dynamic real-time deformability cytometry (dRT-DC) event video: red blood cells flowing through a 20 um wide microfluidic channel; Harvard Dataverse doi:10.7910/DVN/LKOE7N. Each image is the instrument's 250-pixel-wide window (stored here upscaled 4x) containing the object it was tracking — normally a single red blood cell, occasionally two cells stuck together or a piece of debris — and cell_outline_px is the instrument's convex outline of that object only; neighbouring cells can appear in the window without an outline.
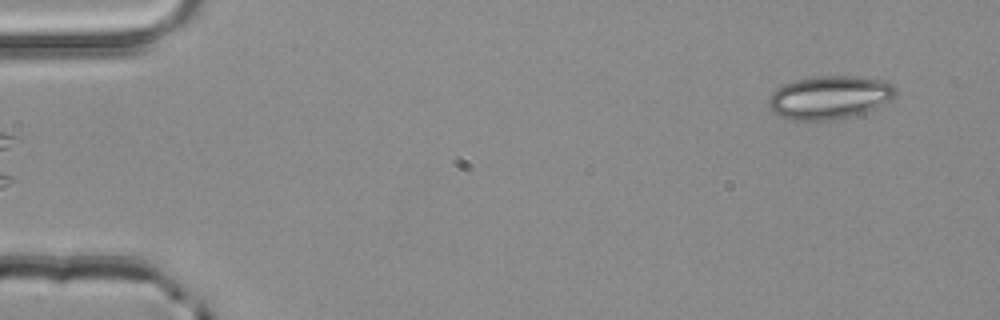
{"species": "common noctule bat (a hibernating species)", "species_latin": "Nyctalus noctula", "temperature_condition": "room temperature", "stored_images_in_passage": 3, "camera_frame_rate_fps": 3000, "um_per_image_px": 0.085, "animal": {"sex": "male", "body_mass_g": 20.4}, "frame": {"image": 1, "passage_image": 3, "time_ms": 0.667, "image_size_px": [1000, 320], "cell_outline_px": [[896, 92], [888, 100], [872, 108], [852, 116], [832, 120], [792, 120], [780, 116], [772, 112], [768, 104], [768, 100], [772, 92], [784, 84], [796, 80], [816, 76], [856, 76], [888, 80], [896, 88]], "centroid_in_image_um": [70.48, 8.26], "position_along_channel_um": 14.5, "area_um2": 31.79}}